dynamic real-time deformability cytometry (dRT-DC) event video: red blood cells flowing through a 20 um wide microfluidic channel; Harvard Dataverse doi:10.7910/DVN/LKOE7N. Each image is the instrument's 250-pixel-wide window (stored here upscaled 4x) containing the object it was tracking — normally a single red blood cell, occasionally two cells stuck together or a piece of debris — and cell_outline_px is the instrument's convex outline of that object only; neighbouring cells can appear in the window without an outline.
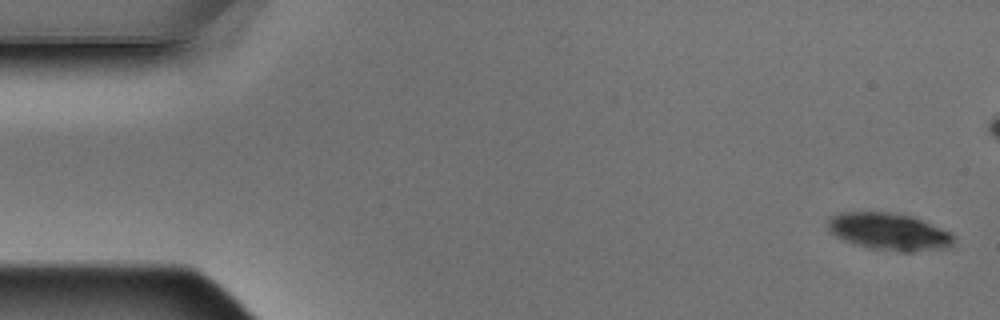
{"species": "Egyptian fruit bat (a non-hibernating species)", "species_latin": "Rousettus aegyptiacus", "temperature_condition": "warm", "stored_images_in_passage": 6, "camera_frame_rate_fps": 3000, "um_per_image_px": 0.085, "animal": {"sex": "male"}, "frame": {"image": 1, "passage_image": 1, "time_ms": 0.0, "image_size_px": [1000, 320], "cell_outline_px": [[952, 248], [912, 252], [900, 252], [868, 248], [844, 240], [836, 236], [828, 228], [828, 220], [832, 216], [840, 212], [892, 212], [912, 216], [948, 232], [952, 236]], "centroid_in_image_um": [75.56, 19.7], "position_along_channel_um": 9.4, "area_um2": 27.11}}
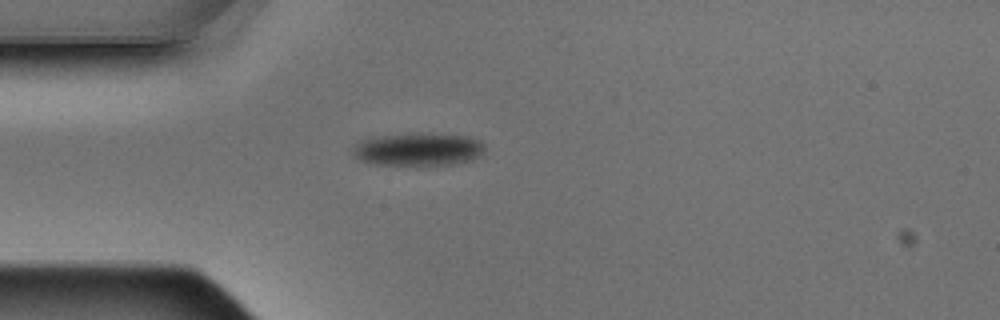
{"frame": {"image": 2, "passage_image": 6, "time_ms": 1.667, "image_size_px": [1000, 320], "cell_outline_px": [[484, 152], [480, 156], [472, 160], [456, 164], [416, 168], [372, 164], [360, 160], [352, 152], [352, 148], [360, 140], [372, 136], [416, 132], [420, 132], [468, 136], [480, 140], [484, 144]], "centroid_in_image_um": [35.54, 12.72], "position_along_channel_um": 49.5, "area_um2": 26.88}}